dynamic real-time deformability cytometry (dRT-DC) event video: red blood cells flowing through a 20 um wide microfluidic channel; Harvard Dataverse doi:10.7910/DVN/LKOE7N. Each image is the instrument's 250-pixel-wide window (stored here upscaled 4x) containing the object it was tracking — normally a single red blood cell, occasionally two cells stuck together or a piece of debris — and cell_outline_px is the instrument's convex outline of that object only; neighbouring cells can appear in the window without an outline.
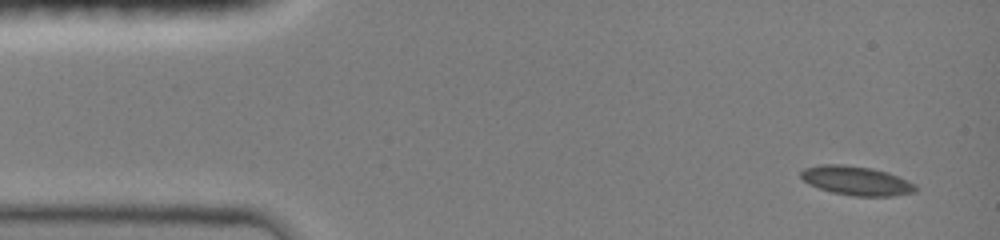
{"species": "common noctule bat (a hibernating species)", "species_latin": "Nyctalus noctula", "temperature_condition": "room temperature", "stored_images_in_passage": 46, "camera_frame_rate_fps": 3000, "um_per_image_px": 0.085, "animal": {"sex": "female", "body_mass_g": 19.0, "forearm_length_mm": 51.5}, "frame": {"image": 1, "passage_image": 1, "time_ms": 0.0, "image_size_px": [1000, 240], "cell_outline_px": [[920, 188], [916, 192], [892, 196], [852, 196], [832, 192], [808, 184], [800, 176], [800, 172], [804, 168], [820, 164], [840, 164], [872, 168], [888, 172], [916, 184]], "centroid_in_image_um": [72.82, 15.36], "position_along_channel_um": 12.2, "area_um2": 19.59}}
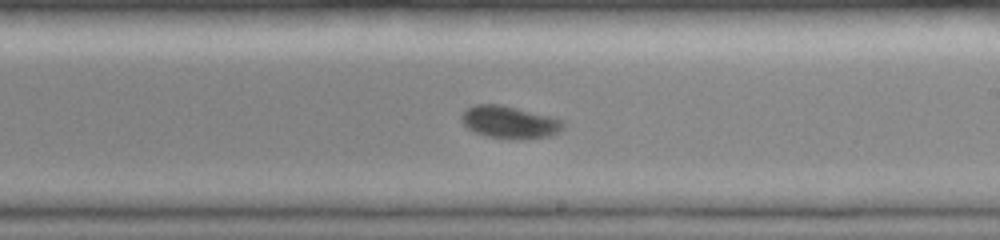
{"frame": {"image": 2, "passage_image": 26, "time_ms": 8.333, "image_size_px": [1000, 240], "cell_outline_px": [[564, 128], [548, 136], [488, 136], [476, 132], [468, 128], [460, 120], [460, 116], [468, 108], [476, 104], [500, 104], [552, 116], [564, 120]], "centroid_in_image_um": [43.3, 10.32], "position_along_channel_um": 245.7, "area_um2": 18.32}}
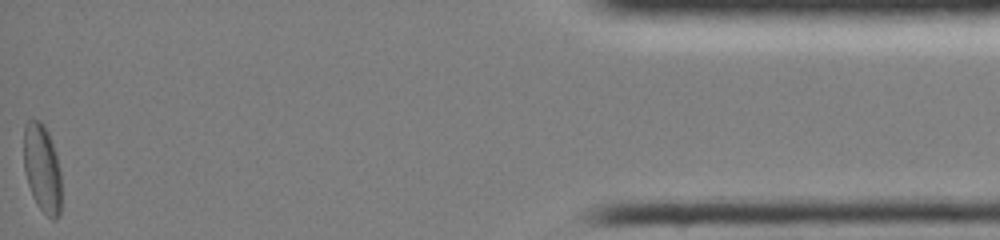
{"frame": {"image": 3, "passage_image": 46, "time_ms": 15.0, "image_size_px": [1000, 240], "cell_outline_px": [[60, 212], [56, 220], [52, 220], [40, 208], [32, 196], [24, 172], [24, 124], [28, 120], [40, 120], [44, 124], [48, 132], [56, 156], [60, 172]], "centroid_in_image_um": [3.56, 14.3], "position_along_channel_um": 431.6, "area_um2": 19.25}, "authors_computed_cell_mechanics": {"area_um2": 19.0451, "velocity_mm_per_s": 3.9937, "shape_relaxation_time_tau1_ms": 5.1238, "shape_relaxation_time_tau2_ms": 5.8086, "deformation_change_tau1": 0.0964, "deformation_change_tau2": 0.0646}}